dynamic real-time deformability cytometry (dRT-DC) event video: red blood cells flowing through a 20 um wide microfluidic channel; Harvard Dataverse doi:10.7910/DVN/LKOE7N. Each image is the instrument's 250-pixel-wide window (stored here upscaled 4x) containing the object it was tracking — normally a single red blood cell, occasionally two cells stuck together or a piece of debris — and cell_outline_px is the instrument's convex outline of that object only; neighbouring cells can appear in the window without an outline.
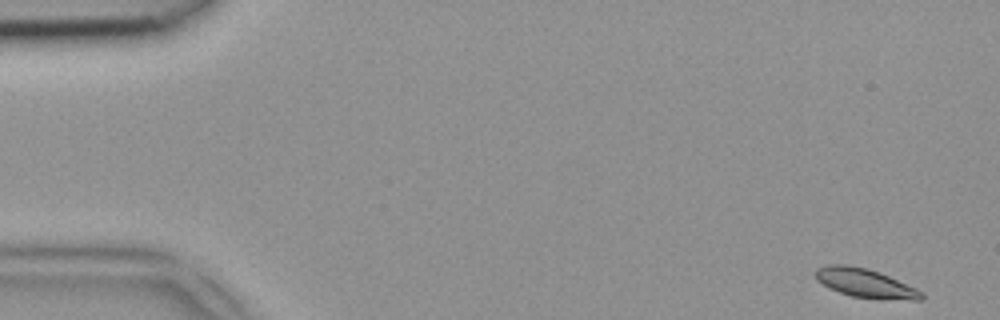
{"species": "common noctule bat (a hibernating species)", "species_latin": "Nyctalus noctula", "temperature_condition": "room temperature", "stored_images_in_passage": 13, "camera_frame_rate_fps": 3000, "um_per_image_px": 0.085, "animal": {"sex": "female", "body_mass_g": 18.4}, "frame": {"image": 1, "passage_image": 1, "time_ms": 0.0, "image_size_px": [1000, 320], "cell_outline_px": [[924, 296], [920, 300], [880, 300], [852, 296], [828, 288], [816, 280], [812, 272], [816, 268], [828, 264], [844, 264], [868, 268], [880, 272], [916, 288], [924, 292]], "centroid_in_image_um": [73.52, 24.07], "position_along_channel_um": 11.5, "area_um2": 18.32}}